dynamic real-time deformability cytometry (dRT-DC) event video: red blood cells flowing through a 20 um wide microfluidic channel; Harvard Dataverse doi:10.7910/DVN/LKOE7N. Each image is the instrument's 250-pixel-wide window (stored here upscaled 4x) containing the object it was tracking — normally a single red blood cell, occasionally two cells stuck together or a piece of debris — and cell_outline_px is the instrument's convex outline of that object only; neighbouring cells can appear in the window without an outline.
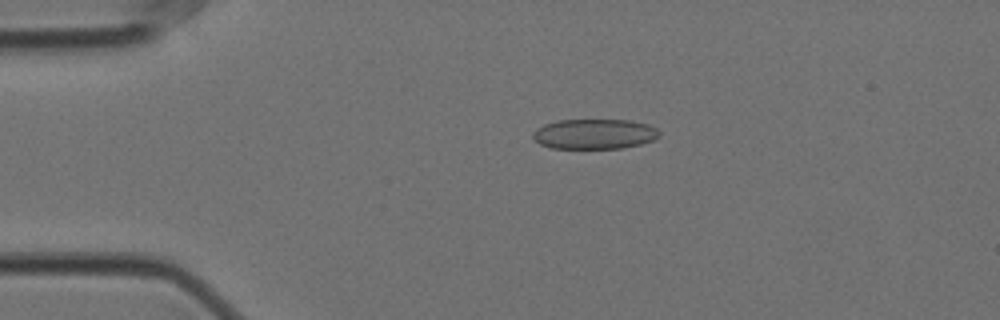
{"species": "Egyptian fruit bat (a non-hibernating species)", "species_latin": "Rousettus aegyptiacus", "temperature_condition": "cold", "stored_images_in_passage": 49, "camera_frame_rate_fps": 3000, "um_per_image_px": 0.085, "animal": {"sex": "female"}, "frame": {"image": 1, "passage_image": 4, "time_ms": 1.0, "image_size_px": [1000, 320], "cell_outline_px": [[660, 136], [652, 140], [640, 144], [620, 148], [552, 148], [540, 144], [532, 136], [532, 132], [536, 128], [544, 124], [556, 120], [628, 120], [648, 124], [656, 128], [660, 132]], "centroid_in_image_um": [50.51, 11.38], "position_along_channel_um": 34.5, "area_um2": 22.14}}
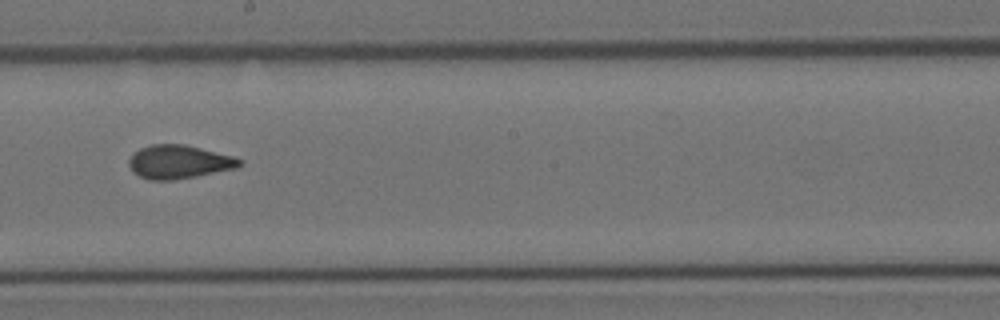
{"frame": {"image": 2, "passage_image": 24, "time_ms": 7.667, "image_size_px": [1000, 320], "cell_outline_px": [[244, 164], [236, 168], [196, 176], [172, 180], [152, 180], [140, 176], [128, 164], [128, 160], [132, 152], [140, 148], [152, 144], [184, 144], [232, 156], [244, 160]], "centroid_in_image_um": [15.22, 13.75], "position_along_channel_um": 233.0, "area_um2": 21.5}}
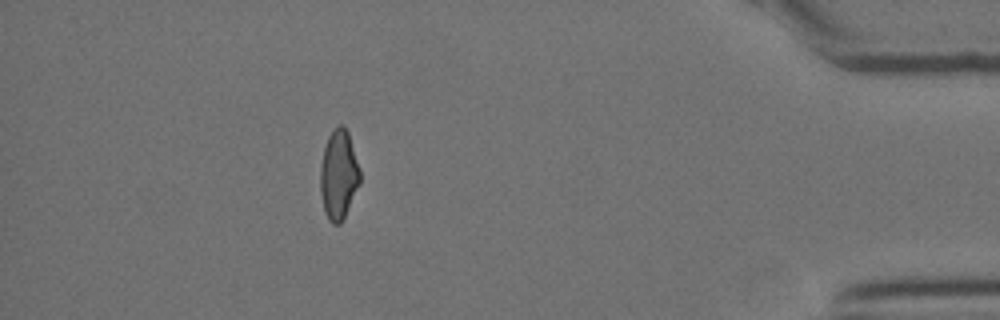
{"frame": {"image": 3, "passage_image": 43, "time_ms": 14.0, "image_size_px": [1000, 320], "cell_outline_px": [[360, 184], [340, 224], [332, 224], [328, 220], [324, 212], [320, 192], [320, 168], [324, 148], [328, 136], [340, 124], [348, 132], [360, 172]], "centroid_in_image_um": [28.77, 14.9], "position_along_channel_um": 406.4, "area_um2": 20.4}, "authors_computed_cell_mechanics": {"area_um2": 21.386, "velocity_mm_per_s": 3.5426, "shape_relaxation_time_tau1_ms": null, "shape_relaxation_time_tau2_ms": 1.2805, "deformation_change_tau1": null, "deformation_change_tau2": 0.071}}